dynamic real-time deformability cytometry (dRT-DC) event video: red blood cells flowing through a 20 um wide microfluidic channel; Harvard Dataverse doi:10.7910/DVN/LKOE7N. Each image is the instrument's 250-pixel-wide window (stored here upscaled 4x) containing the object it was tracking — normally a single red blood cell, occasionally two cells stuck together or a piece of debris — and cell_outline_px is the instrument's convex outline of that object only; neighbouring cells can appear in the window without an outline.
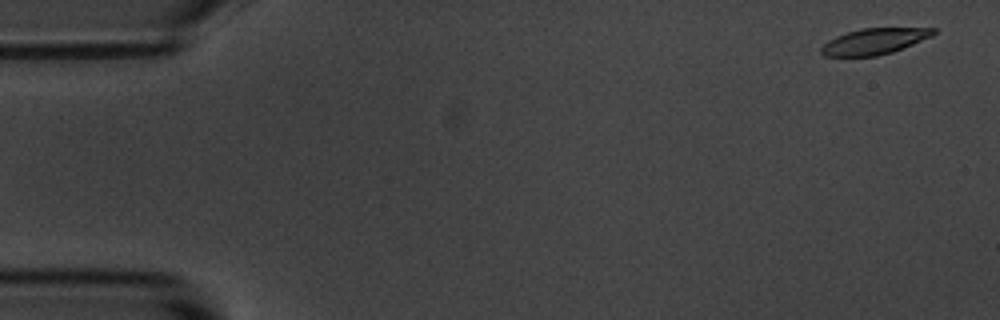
{"species": "common noctule bat (a hibernating species)", "species_latin": "Nyctalus noctula", "temperature_condition": "room temperature", "stored_images_in_passage": 7, "camera_frame_rate_fps": 3000, "um_per_image_px": 0.085, "animal": {"sex": "male", "body_mass_g": 20.1, "forearm_length_mm": 53.5}, "frame": {"image": 1, "passage_image": 1, "time_ms": 0.0, "image_size_px": [1000, 320], "cell_outline_px": [[936, 32], [932, 36], [892, 52], [876, 56], [824, 56], [820, 52], [820, 48], [828, 40], [836, 36], [848, 32], [864, 28], [936, 28]], "centroid_in_image_um": [74.3, 3.51], "position_along_channel_um": 10.7, "area_um2": 16.82}}
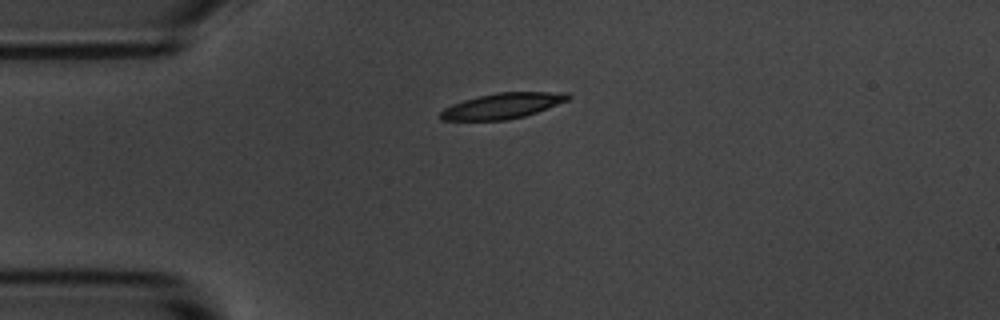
{"frame": {"image": 2, "passage_image": 4, "time_ms": 3.667, "image_size_px": [1000, 320], "cell_outline_px": [[572, 96], [568, 100], [536, 112], [524, 116], [508, 120], [444, 120], [436, 116], [444, 108], [464, 100], [496, 92], [568, 92]], "centroid_in_image_um": [42.71, 8.99], "position_along_channel_um": 42.3, "area_um2": 18.9}}
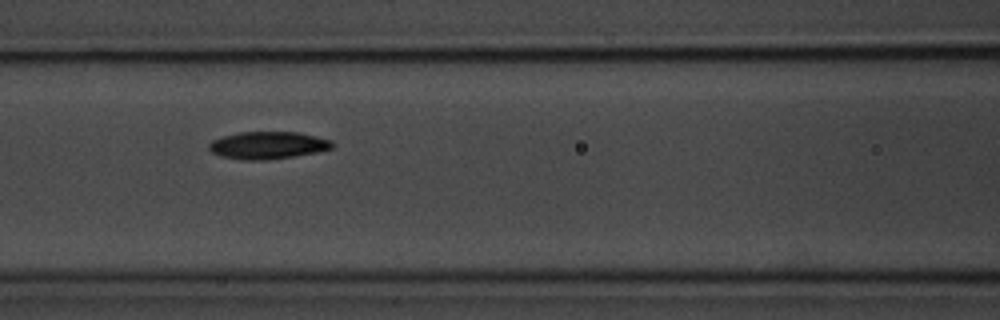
{"frame": {"image": 3, "passage_image": 7, "time_ms": 7.0, "image_size_px": [1000, 320], "cell_outline_px": [[336, 144], [332, 148], [316, 152], [292, 156], [264, 160], [244, 160], [220, 156], [212, 152], [208, 148], [208, 144], [212, 140], [220, 136], [240, 132], [296, 132], [316, 136], [332, 140]], "centroid_in_image_um": [22.75, 12.34], "position_along_channel_um": 143.9, "area_um2": 19.71}}